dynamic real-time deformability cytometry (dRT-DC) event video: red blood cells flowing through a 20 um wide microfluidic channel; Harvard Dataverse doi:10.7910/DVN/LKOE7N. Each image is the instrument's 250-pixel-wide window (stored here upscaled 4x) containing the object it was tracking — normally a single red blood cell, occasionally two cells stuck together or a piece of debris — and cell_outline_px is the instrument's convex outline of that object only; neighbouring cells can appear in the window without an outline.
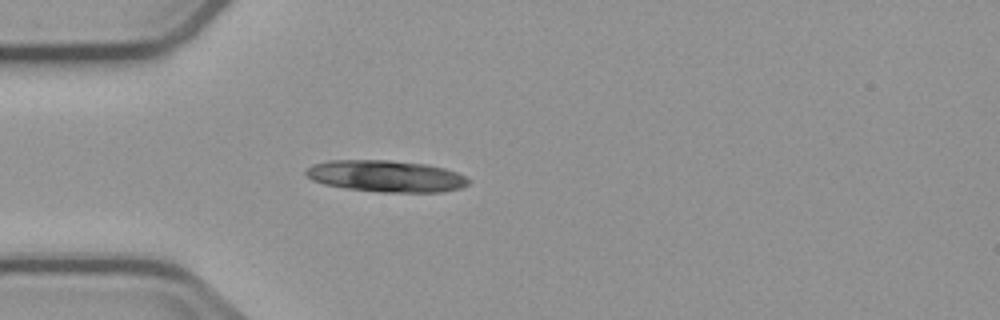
{"species": "common noctule bat (a hibernating species)", "species_latin": "Nyctalus noctula", "temperature_condition": "cold", "stored_images_in_passage": 3, "camera_frame_rate_fps": 3000, "um_per_image_px": 0.085, "animal": {"sex": "male", "body_mass_g": 23.1, "forearm_length_mm": 52.7}, "frame": {"image": 1, "passage_image": 3, "time_ms": 3.333, "image_size_px": [1000, 320], "cell_outline_px": [[468, 184], [460, 188], [444, 192], [380, 192], [344, 188], [324, 184], [312, 180], [304, 172], [312, 164], [328, 160], [388, 160], [428, 164], [444, 168], [456, 172], [464, 176], [468, 180]], "centroid_in_image_um": [32.79, 14.97], "position_along_channel_um": 52.2, "area_um2": 30.0}}